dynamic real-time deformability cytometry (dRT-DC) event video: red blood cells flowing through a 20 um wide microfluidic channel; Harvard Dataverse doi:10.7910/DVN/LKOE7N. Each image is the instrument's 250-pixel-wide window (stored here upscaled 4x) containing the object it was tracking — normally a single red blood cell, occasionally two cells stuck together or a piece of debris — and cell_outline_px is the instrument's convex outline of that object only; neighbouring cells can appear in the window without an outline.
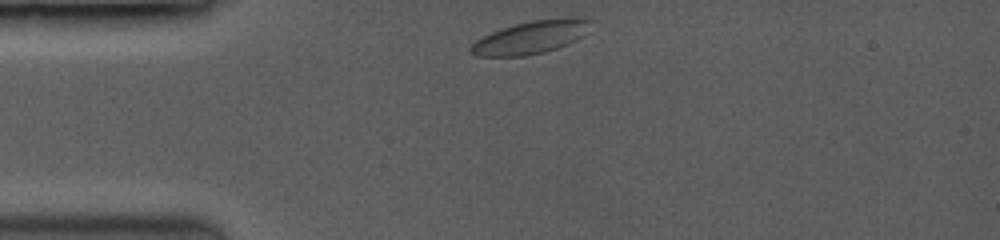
{"species": "common noctule bat (a hibernating species)", "species_latin": "Nyctalus noctula", "temperature_condition": "room temperature", "stored_images_in_passage": 17, "camera_frame_rate_fps": 3500, "um_per_image_px": 0.085, "animal": {"sex": "female", "body_mass_g": 19.0, "forearm_length_mm": 53.3}, "frame": {"image": 1, "passage_image": 1, "time_ms": 0.0, "image_size_px": [1000, 240], "cell_outline_px": [[592, 20], [580, 36], [576, 40], [568, 44], [544, 52], [524, 56], [476, 56], [468, 48], [476, 40], [500, 28], [512, 24], [528, 20], [564, 16], [572, 16]], "centroid_in_image_um": [45.1, 3.14], "position_along_channel_um": 39.9, "area_um2": 23.06}}
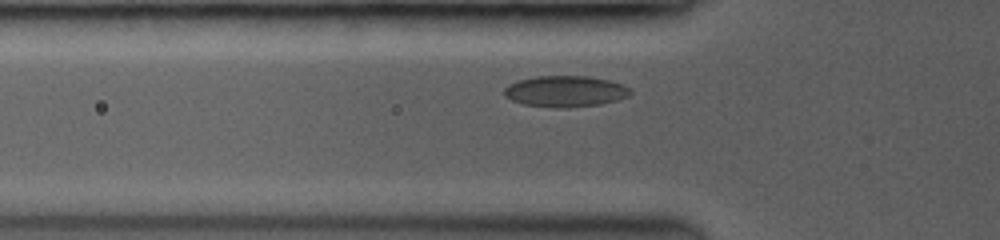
{"frame": {"image": 2, "passage_image": 11, "time_ms": 1.714, "image_size_px": [1000, 240], "cell_outline_px": [[632, 92], [628, 96], [616, 100], [600, 104], [524, 104], [512, 100], [504, 96], [504, 88], [508, 84], [520, 80], [536, 76], [588, 76], [608, 80], [620, 84], [628, 88]], "centroid_in_image_um": [48.04, 7.69], "position_along_channel_um": 77.8, "area_um2": 21.5}}